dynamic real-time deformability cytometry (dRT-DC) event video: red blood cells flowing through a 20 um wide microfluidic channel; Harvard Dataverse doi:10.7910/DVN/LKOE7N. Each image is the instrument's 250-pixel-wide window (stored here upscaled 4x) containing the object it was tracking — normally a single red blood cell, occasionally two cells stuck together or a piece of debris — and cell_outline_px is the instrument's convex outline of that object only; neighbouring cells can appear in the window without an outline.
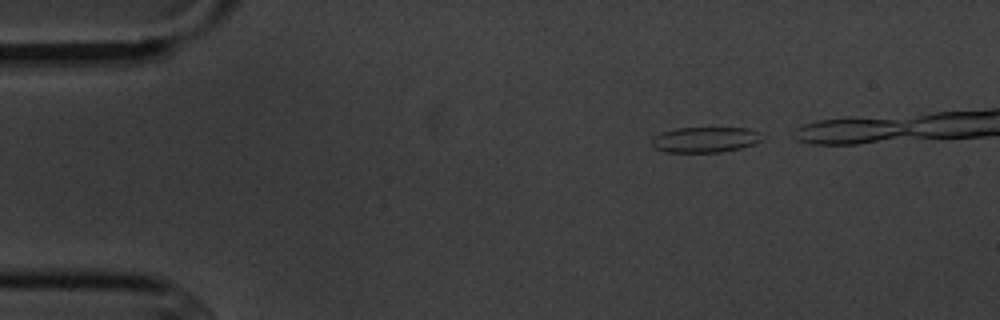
{"species": "common noctule bat (a hibernating species)", "species_latin": "Nyctalus noctula", "temperature_condition": "cold", "stored_images_in_passage": 4, "camera_frame_rate_fps": 3000, "um_per_image_px": 0.085, "animal": {"sex": "male", "body_mass_g": 20.1, "forearm_length_mm": 53.5}, "frame": {"image": 1, "passage_image": 1, "time_ms": 0.0, "image_size_px": [1000, 320], "cell_outline_px": [[764, 140], [756, 144], [724, 152], [664, 152], [656, 148], [652, 144], [652, 136], [676, 128], [748, 128], [760, 132]], "centroid_in_image_um": [59.99, 11.87], "position_along_channel_um": 25.0, "area_um2": 16.53}}